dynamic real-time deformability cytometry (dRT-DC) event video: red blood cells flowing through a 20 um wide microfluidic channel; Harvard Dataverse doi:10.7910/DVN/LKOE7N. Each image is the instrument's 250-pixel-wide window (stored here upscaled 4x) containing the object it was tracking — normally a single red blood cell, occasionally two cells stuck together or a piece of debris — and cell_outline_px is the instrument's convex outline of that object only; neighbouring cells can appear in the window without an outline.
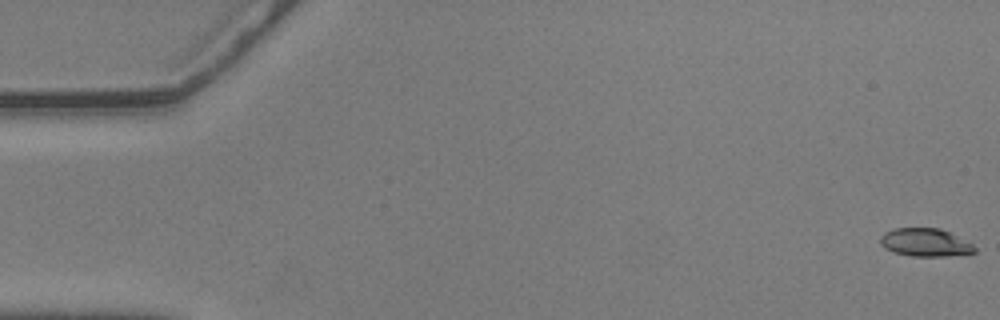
{"species": "common noctule bat (a hibernating species)", "species_latin": "Nyctalus noctula", "temperature_condition": "warm", "stored_images_in_passage": 17, "camera_frame_rate_fps": 3000, "um_per_image_px": 0.085, "animal": {"sex": "male", "body_mass_g": 20.5, "forearm_length_mm": 52.5}, "frame": {"image": 1, "passage_image": 1, "time_ms": 0.0, "image_size_px": [1000, 320], "cell_outline_px": [[976, 252], [948, 256], [912, 256], [896, 252], [884, 248], [880, 244], [880, 236], [884, 232], [896, 228], [940, 228], [972, 244], [976, 248]], "centroid_in_image_um": [78.62, 20.61], "position_along_channel_um": 6.4, "area_um2": 15.26}}
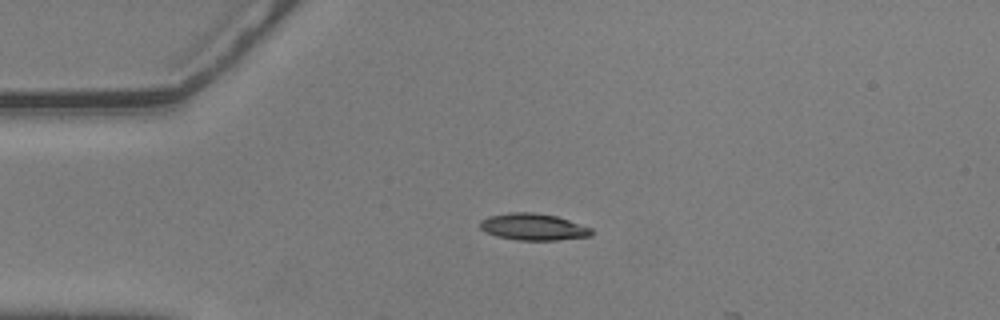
{"frame": {"image": 2, "passage_image": 14, "time_ms": 4.333, "image_size_px": [1000, 320], "cell_outline_px": [[592, 236], [556, 240], [516, 240], [496, 236], [484, 232], [480, 228], [480, 220], [488, 216], [512, 212], [532, 212], [556, 216], [592, 228]], "centroid_in_image_um": [45.3, 19.29], "position_along_channel_um": 39.7, "area_um2": 17.4}}